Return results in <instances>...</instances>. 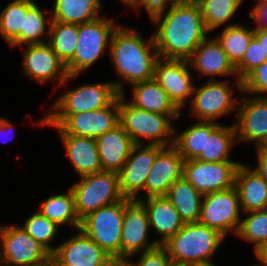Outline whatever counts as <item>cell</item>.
<instances>
[{
	"label": "cell",
	"mask_w": 267,
	"mask_h": 266,
	"mask_svg": "<svg viewBox=\"0 0 267 266\" xmlns=\"http://www.w3.org/2000/svg\"><path fill=\"white\" fill-rule=\"evenodd\" d=\"M240 164V162L185 160L182 177L202 195H206L233 187L236 171Z\"/></svg>",
	"instance_id": "7c38bea8"
},
{
	"label": "cell",
	"mask_w": 267,
	"mask_h": 266,
	"mask_svg": "<svg viewBox=\"0 0 267 266\" xmlns=\"http://www.w3.org/2000/svg\"><path fill=\"white\" fill-rule=\"evenodd\" d=\"M53 21L62 23L82 24L92 21L103 8L101 0H55Z\"/></svg>",
	"instance_id": "83f0119b"
},
{
	"label": "cell",
	"mask_w": 267,
	"mask_h": 266,
	"mask_svg": "<svg viewBox=\"0 0 267 266\" xmlns=\"http://www.w3.org/2000/svg\"><path fill=\"white\" fill-rule=\"evenodd\" d=\"M256 151L258 166L253 170H255L259 175H261L263 179L267 182V153L261 147H258Z\"/></svg>",
	"instance_id": "ee69618b"
},
{
	"label": "cell",
	"mask_w": 267,
	"mask_h": 266,
	"mask_svg": "<svg viewBox=\"0 0 267 266\" xmlns=\"http://www.w3.org/2000/svg\"><path fill=\"white\" fill-rule=\"evenodd\" d=\"M119 124V96L107 107L78 114H47L39 125L56 128L60 135L97 138Z\"/></svg>",
	"instance_id": "5b68a950"
},
{
	"label": "cell",
	"mask_w": 267,
	"mask_h": 266,
	"mask_svg": "<svg viewBox=\"0 0 267 266\" xmlns=\"http://www.w3.org/2000/svg\"><path fill=\"white\" fill-rule=\"evenodd\" d=\"M109 48L111 62L121 81L133 85L153 79L155 63L159 58L153 36L146 42L138 31L117 26Z\"/></svg>",
	"instance_id": "7a4b0ae2"
},
{
	"label": "cell",
	"mask_w": 267,
	"mask_h": 266,
	"mask_svg": "<svg viewBox=\"0 0 267 266\" xmlns=\"http://www.w3.org/2000/svg\"><path fill=\"white\" fill-rule=\"evenodd\" d=\"M225 237L200 222L184 223L183 227L162 246L174 266L209 263Z\"/></svg>",
	"instance_id": "3957f363"
},
{
	"label": "cell",
	"mask_w": 267,
	"mask_h": 266,
	"mask_svg": "<svg viewBox=\"0 0 267 266\" xmlns=\"http://www.w3.org/2000/svg\"><path fill=\"white\" fill-rule=\"evenodd\" d=\"M138 262L129 261L127 259L124 264L126 266H174L166 249L162 245L140 253Z\"/></svg>",
	"instance_id": "60d3db41"
},
{
	"label": "cell",
	"mask_w": 267,
	"mask_h": 266,
	"mask_svg": "<svg viewBox=\"0 0 267 266\" xmlns=\"http://www.w3.org/2000/svg\"><path fill=\"white\" fill-rule=\"evenodd\" d=\"M39 212L58 226L68 224L77 230L80 229L81 221L75 211L74 196L70 187L67 193L51 195L41 204Z\"/></svg>",
	"instance_id": "1f68e13d"
},
{
	"label": "cell",
	"mask_w": 267,
	"mask_h": 266,
	"mask_svg": "<svg viewBox=\"0 0 267 266\" xmlns=\"http://www.w3.org/2000/svg\"><path fill=\"white\" fill-rule=\"evenodd\" d=\"M121 82L82 84L65 91L51 106L48 114H78L109 106L119 94H123Z\"/></svg>",
	"instance_id": "9c48e42d"
},
{
	"label": "cell",
	"mask_w": 267,
	"mask_h": 266,
	"mask_svg": "<svg viewBox=\"0 0 267 266\" xmlns=\"http://www.w3.org/2000/svg\"><path fill=\"white\" fill-rule=\"evenodd\" d=\"M33 0H13L0 14V34L12 48L23 46V22Z\"/></svg>",
	"instance_id": "f1b7e54d"
},
{
	"label": "cell",
	"mask_w": 267,
	"mask_h": 266,
	"mask_svg": "<svg viewBox=\"0 0 267 266\" xmlns=\"http://www.w3.org/2000/svg\"><path fill=\"white\" fill-rule=\"evenodd\" d=\"M70 189L80 221L88 214L124 199L120 192L118 173L113 171L83 175Z\"/></svg>",
	"instance_id": "8992f818"
},
{
	"label": "cell",
	"mask_w": 267,
	"mask_h": 266,
	"mask_svg": "<svg viewBox=\"0 0 267 266\" xmlns=\"http://www.w3.org/2000/svg\"><path fill=\"white\" fill-rule=\"evenodd\" d=\"M254 37V29L239 24H229L223 29L218 42L234 67L243 59L244 53Z\"/></svg>",
	"instance_id": "836d02e7"
},
{
	"label": "cell",
	"mask_w": 267,
	"mask_h": 266,
	"mask_svg": "<svg viewBox=\"0 0 267 266\" xmlns=\"http://www.w3.org/2000/svg\"><path fill=\"white\" fill-rule=\"evenodd\" d=\"M118 25L102 16L78 24V45L74 57L65 65L68 75H77L96 62L107 48Z\"/></svg>",
	"instance_id": "ba28073f"
},
{
	"label": "cell",
	"mask_w": 267,
	"mask_h": 266,
	"mask_svg": "<svg viewBox=\"0 0 267 266\" xmlns=\"http://www.w3.org/2000/svg\"><path fill=\"white\" fill-rule=\"evenodd\" d=\"M48 44L66 65L73 57L78 45V24L51 21Z\"/></svg>",
	"instance_id": "d6a6232c"
},
{
	"label": "cell",
	"mask_w": 267,
	"mask_h": 266,
	"mask_svg": "<svg viewBox=\"0 0 267 266\" xmlns=\"http://www.w3.org/2000/svg\"><path fill=\"white\" fill-rule=\"evenodd\" d=\"M113 266H126L124 263H115Z\"/></svg>",
	"instance_id": "11a10c76"
},
{
	"label": "cell",
	"mask_w": 267,
	"mask_h": 266,
	"mask_svg": "<svg viewBox=\"0 0 267 266\" xmlns=\"http://www.w3.org/2000/svg\"><path fill=\"white\" fill-rule=\"evenodd\" d=\"M74 170L80 175L102 171L95 138L59 135Z\"/></svg>",
	"instance_id": "484cf974"
},
{
	"label": "cell",
	"mask_w": 267,
	"mask_h": 266,
	"mask_svg": "<svg viewBox=\"0 0 267 266\" xmlns=\"http://www.w3.org/2000/svg\"><path fill=\"white\" fill-rule=\"evenodd\" d=\"M133 98L129 101L133 106L168 115L173 120L178 118L181 110L173 103L167 92L154 80L133 84Z\"/></svg>",
	"instance_id": "d4e9b609"
},
{
	"label": "cell",
	"mask_w": 267,
	"mask_h": 266,
	"mask_svg": "<svg viewBox=\"0 0 267 266\" xmlns=\"http://www.w3.org/2000/svg\"><path fill=\"white\" fill-rule=\"evenodd\" d=\"M166 8L149 15L158 27L153 36L158 55L164 59L188 60L208 34L200 6L178 0Z\"/></svg>",
	"instance_id": "6da1fadb"
},
{
	"label": "cell",
	"mask_w": 267,
	"mask_h": 266,
	"mask_svg": "<svg viewBox=\"0 0 267 266\" xmlns=\"http://www.w3.org/2000/svg\"><path fill=\"white\" fill-rule=\"evenodd\" d=\"M220 124L211 134H205L204 152L196 159L207 162H237L230 160V150L235 142V126Z\"/></svg>",
	"instance_id": "f546056e"
},
{
	"label": "cell",
	"mask_w": 267,
	"mask_h": 266,
	"mask_svg": "<svg viewBox=\"0 0 267 266\" xmlns=\"http://www.w3.org/2000/svg\"><path fill=\"white\" fill-rule=\"evenodd\" d=\"M178 0H136V10L139 8H144L146 13L150 15L154 11H157L161 8L167 7L168 4L176 2ZM170 2V3H169ZM138 7V8H137Z\"/></svg>",
	"instance_id": "7bdbcfd3"
},
{
	"label": "cell",
	"mask_w": 267,
	"mask_h": 266,
	"mask_svg": "<svg viewBox=\"0 0 267 266\" xmlns=\"http://www.w3.org/2000/svg\"><path fill=\"white\" fill-rule=\"evenodd\" d=\"M124 100V93L119 94V124L134 144H142V137L151 140L148 143L151 145L165 147L174 144V137L170 142V136L176 131L170 116L137 108Z\"/></svg>",
	"instance_id": "277c9868"
},
{
	"label": "cell",
	"mask_w": 267,
	"mask_h": 266,
	"mask_svg": "<svg viewBox=\"0 0 267 266\" xmlns=\"http://www.w3.org/2000/svg\"><path fill=\"white\" fill-rule=\"evenodd\" d=\"M162 148L151 144L133 145L128 159L118 172L120 192L124 198L138 201L141 199L137 194L144 190L146 178Z\"/></svg>",
	"instance_id": "9a60e30c"
},
{
	"label": "cell",
	"mask_w": 267,
	"mask_h": 266,
	"mask_svg": "<svg viewBox=\"0 0 267 266\" xmlns=\"http://www.w3.org/2000/svg\"><path fill=\"white\" fill-rule=\"evenodd\" d=\"M122 1V3H126V5L128 4L129 7H133L134 9L136 8V0H120Z\"/></svg>",
	"instance_id": "c3c4849f"
},
{
	"label": "cell",
	"mask_w": 267,
	"mask_h": 266,
	"mask_svg": "<svg viewBox=\"0 0 267 266\" xmlns=\"http://www.w3.org/2000/svg\"><path fill=\"white\" fill-rule=\"evenodd\" d=\"M192 95L190 111L198 121L216 122L219 117L238 107L235 105H238L239 99L233 98L228 80H208L201 87H195Z\"/></svg>",
	"instance_id": "5bb4252c"
},
{
	"label": "cell",
	"mask_w": 267,
	"mask_h": 266,
	"mask_svg": "<svg viewBox=\"0 0 267 266\" xmlns=\"http://www.w3.org/2000/svg\"><path fill=\"white\" fill-rule=\"evenodd\" d=\"M23 69L25 75L44 83L56 79L57 88L64 86L70 79L77 75H68L64 63L45 42L41 44H29L23 52Z\"/></svg>",
	"instance_id": "2e32d148"
},
{
	"label": "cell",
	"mask_w": 267,
	"mask_h": 266,
	"mask_svg": "<svg viewBox=\"0 0 267 266\" xmlns=\"http://www.w3.org/2000/svg\"><path fill=\"white\" fill-rule=\"evenodd\" d=\"M122 201L104 206L84 217L80 229L99 247L120 263V242L124 207L130 202Z\"/></svg>",
	"instance_id": "52a82bcc"
},
{
	"label": "cell",
	"mask_w": 267,
	"mask_h": 266,
	"mask_svg": "<svg viewBox=\"0 0 267 266\" xmlns=\"http://www.w3.org/2000/svg\"><path fill=\"white\" fill-rule=\"evenodd\" d=\"M219 125L214 121H199L175 136L173 145L184 161L196 159L204 152L205 134H211Z\"/></svg>",
	"instance_id": "4dcf8cb0"
},
{
	"label": "cell",
	"mask_w": 267,
	"mask_h": 266,
	"mask_svg": "<svg viewBox=\"0 0 267 266\" xmlns=\"http://www.w3.org/2000/svg\"><path fill=\"white\" fill-rule=\"evenodd\" d=\"M242 93L267 97V60L242 80Z\"/></svg>",
	"instance_id": "ab89813d"
},
{
	"label": "cell",
	"mask_w": 267,
	"mask_h": 266,
	"mask_svg": "<svg viewBox=\"0 0 267 266\" xmlns=\"http://www.w3.org/2000/svg\"><path fill=\"white\" fill-rule=\"evenodd\" d=\"M236 108V140L254 141L256 148L267 140V97L241 98Z\"/></svg>",
	"instance_id": "d6986e66"
},
{
	"label": "cell",
	"mask_w": 267,
	"mask_h": 266,
	"mask_svg": "<svg viewBox=\"0 0 267 266\" xmlns=\"http://www.w3.org/2000/svg\"><path fill=\"white\" fill-rule=\"evenodd\" d=\"M189 266H216V265H214L213 262H209V263L191 264Z\"/></svg>",
	"instance_id": "681fc988"
},
{
	"label": "cell",
	"mask_w": 267,
	"mask_h": 266,
	"mask_svg": "<svg viewBox=\"0 0 267 266\" xmlns=\"http://www.w3.org/2000/svg\"><path fill=\"white\" fill-rule=\"evenodd\" d=\"M50 261L55 265V266H64L61 265L52 255L50 257Z\"/></svg>",
	"instance_id": "f907efd6"
},
{
	"label": "cell",
	"mask_w": 267,
	"mask_h": 266,
	"mask_svg": "<svg viewBox=\"0 0 267 266\" xmlns=\"http://www.w3.org/2000/svg\"><path fill=\"white\" fill-rule=\"evenodd\" d=\"M251 12L248 14L250 19L257 23V27L267 30V0H257Z\"/></svg>",
	"instance_id": "b9f144b4"
},
{
	"label": "cell",
	"mask_w": 267,
	"mask_h": 266,
	"mask_svg": "<svg viewBox=\"0 0 267 266\" xmlns=\"http://www.w3.org/2000/svg\"><path fill=\"white\" fill-rule=\"evenodd\" d=\"M257 260L260 264L254 266H267V240L262 242L258 247L254 249Z\"/></svg>",
	"instance_id": "f6af8a7d"
},
{
	"label": "cell",
	"mask_w": 267,
	"mask_h": 266,
	"mask_svg": "<svg viewBox=\"0 0 267 266\" xmlns=\"http://www.w3.org/2000/svg\"><path fill=\"white\" fill-rule=\"evenodd\" d=\"M181 1L188 2V3H197L198 4L202 0H181Z\"/></svg>",
	"instance_id": "f5cc1de1"
},
{
	"label": "cell",
	"mask_w": 267,
	"mask_h": 266,
	"mask_svg": "<svg viewBox=\"0 0 267 266\" xmlns=\"http://www.w3.org/2000/svg\"><path fill=\"white\" fill-rule=\"evenodd\" d=\"M166 197L178 211L184 223L199 222L203 195L184 177L174 182Z\"/></svg>",
	"instance_id": "4316f807"
},
{
	"label": "cell",
	"mask_w": 267,
	"mask_h": 266,
	"mask_svg": "<svg viewBox=\"0 0 267 266\" xmlns=\"http://www.w3.org/2000/svg\"><path fill=\"white\" fill-rule=\"evenodd\" d=\"M184 159L174 145L157 154L145 181V197L166 196L174 182L182 177Z\"/></svg>",
	"instance_id": "ffe728a7"
},
{
	"label": "cell",
	"mask_w": 267,
	"mask_h": 266,
	"mask_svg": "<svg viewBox=\"0 0 267 266\" xmlns=\"http://www.w3.org/2000/svg\"><path fill=\"white\" fill-rule=\"evenodd\" d=\"M13 129H14V125L13 124H11L7 119H4V118L0 117V135L2 133H4L5 135L7 133L9 134L10 130H12V132H13ZM6 136H8V135H6ZM4 142H7V140L4 141Z\"/></svg>",
	"instance_id": "7dc6e473"
},
{
	"label": "cell",
	"mask_w": 267,
	"mask_h": 266,
	"mask_svg": "<svg viewBox=\"0 0 267 266\" xmlns=\"http://www.w3.org/2000/svg\"><path fill=\"white\" fill-rule=\"evenodd\" d=\"M45 12L33 3L28 9L26 16H24L23 22V44H41L45 41L41 40V37L45 34H49V27L47 24H51L50 18L45 19ZM46 26L48 30H46Z\"/></svg>",
	"instance_id": "74e56055"
},
{
	"label": "cell",
	"mask_w": 267,
	"mask_h": 266,
	"mask_svg": "<svg viewBox=\"0 0 267 266\" xmlns=\"http://www.w3.org/2000/svg\"><path fill=\"white\" fill-rule=\"evenodd\" d=\"M148 213L149 226L161 235L158 244L162 245L174 236L184 225L178 211L166 196H154L139 200Z\"/></svg>",
	"instance_id": "603a6c76"
},
{
	"label": "cell",
	"mask_w": 267,
	"mask_h": 266,
	"mask_svg": "<svg viewBox=\"0 0 267 266\" xmlns=\"http://www.w3.org/2000/svg\"><path fill=\"white\" fill-rule=\"evenodd\" d=\"M241 206L235 186L203 195L199 222L217 230L224 237L237 234L241 223ZM230 231V232H229Z\"/></svg>",
	"instance_id": "8fae6325"
},
{
	"label": "cell",
	"mask_w": 267,
	"mask_h": 266,
	"mask_svg": "<svg viewBox=\"0 0 267 266\" xmlns=\"http://www.w3.org/2000/svg\"><path fill=\"white\" fill-rule=\"evenodd\" d=\"M0 239L1 266H38L50 260L51 254L23 227L0 226Z\"/></svg>",
	"instance_id": "30bf717a"
},
{
	"label": "cell",
	"mask_w": 267,
	"mask_h": 266,
	"mask_svg": "<svg viewBox=\"0 0 267 266\" xmlns=\"http://www.w3.org/2000/svg\"><path fill=\"white\" fill-rule=\"evenodd\" d=\"M234 186L243 213L267 209V182L251 167L244 163L238 166Z\"/></svg>",
	"instance_id": "cb8c5ba5"
},
{
	"label": "cell",
	"mask_w": 267,
	"mask_h": 266,
	"mask_svg": "<svg viewBox=\"0 0 267 266\" xmlns=\"http://www.w3.org/2000/svg\"><path fill=\"white\" fill-rule=\"evenodd\" d=\"M208 38L207 36L194 50L188 59L189 64L201 73L199 75L210 76V80H214L216 76L236 75L234 65L228 59L218 40Z\"/></svg>",
	"instance_id": "7402d4cb"
},
{
	"label": "cell",
	"mask_w": 267,
	"mask_h": 266,
	"mask_svg": "<svg viewBox=\"0 0 267 266\" xmlns=\"http://www.w3.org/2000/svg\"><path fill=\"white\" fill-rule=\"evenodd\" d=\"M243 0H202L199 2L207 32L229 22Z\"/></svg>",
	"instance_id": "e575fe53"
},
{
	"label": "cell",
	"mask_w": 267,
	"mask_h": 266,
	"mask_svg": "<svg viewBox=\"0 0 267 266\" xmlns=\"http://www.w3.org/2000/svg\"><path fill=\"white\" fill-rule=\"evenodd\" d=\"M102 171L118 173L129 157L134 143L118 124L95 139Z\"/></svg>",
	"instance_id": "44dd1931"
},
{
	"label": "cell",
	"mask_w": 267,
	"mask_h": 266,
	"mask_svg": "<svg viewBox=\"0 0 267 266\" xmlns=\"http://www.w3.org/2000/svg\"><path fill=\"white\" fill-rule=\"evenodd\" d=\"M52 256L64 266H113L116 262L81 229L56 246Z\"/></svg>",
	"instance_id": "ac0fdd59"
},
{
	"label": "cell",
	"mask_w": 267,
	"mask_h": 266,
	"mask_svg": "<svg viewBox=\"0 0 267 266\" xmlns=\"http://www.w3.org/2000/svg\"><path fill=\"white\" fill-rule=\"evenodd\" d=\"M254 37L260 43V45L264 48L265 52H267V30L254 28Z\"/></svg>",
	"instance_id": "bcb514c9"
},
{
	"label": "cell",
	"mask_w": 267,
	"mask_h": 266,
	"mask_svg": "<svg viewBox=\"0 0 267 266\" xmlns=\"http://www.w3.org/2000/svg\"><path fill=\"white\" fill-rule=\"evenodd\" d=\"M120 242V263L136 253H143L158 246V240L149 239V218L144 205L138 200H131L124 207Z\"/></svg>",
	"instance_id": "4fadbf2b"
},
{
	"label": "cell",
	"mask_w": 267,
	"mask_h": 266,
	"mask_svg": "<svg viewBox=\"0 0 267 266\" xmlns=\"http://www.w3.org/2000/svg\"><path fill=\"white\" fill-rule=\"evenodd\" d=\"M38 266H55L50 260Z\"/></svg>",
	"instance_id": "816d5d0a"
},
{
	"label": "cell",
	"mask_w": 267,
	"mask_h": 266,
	"mask_svg": "<svg viewBox=\"0 0 267 266\" xmlns=\"http://www.w3.org/2000/svg\"><path fill=\"white\" fill-rule=\"evenodd\" d=\"M59 226L42 215L39 211L27 218L23 228L40 245H42L51 255L56 247L50 245L57 234Z\"/></svg>",
	"instance_id": "8d00e7d4"
},
{
	"label": "cell",
	"mask_w": 267,
	"mask_h": 266,
	"mask_svg": "<svg viewBox=\"0 0 267 266\" xmlns=\"http://www.w3.org/2000/svg\"><path fill=\"white\" fill-rule=\"evenodd\" d=\"M267 60V52L260 45L255 37L249 43L243 59L235 66L237 81V90L242 93V80L257 66H260Z\"/></svg>",
	"instance_id": "f35d334b"
},
{
	"label": "cell",
	"mask_w": 267,
	"mask_h": 266,
	"mask_svg": "<svg viewBox=\"0 0 267 266\" xmlns=\"http://www.w3.org/2000/svg\"><path fill=\"white\" fill-rule=\"evenodd\" d=\"M236 235L244 241L254 244V249L267 240V209L245 212Z\"/></svg>",
	"instance_id": "d590c367"
},
{
	"label": "cell",
	"mask_w": 267,
	"mask_h": 266,
	"mask_svg": "<svg viewBox=\"0 0 267 266\" xmlns=\"http://www.w3.org/2000/svg\"><path fill=\"white\" fill-rule=\"evenodd\" d=\"M261 148L267 153V140L263 143Z\"/></svg>",
	"instance_id": "db71d44e"
},
{
	"label": "cell",
	"mask_w": 267,
	"mask_h": 266,
	"mask_svg": "<svg viewBox=\"0 0 267 266\" xmlns=\"http://www.w3.org/2000/svg\"><path fill=\"white\" fill-rule=\"evenodd\" d=\"M188 60L159 57L154 67L153 79L167 92L173 103L182 110L186 98L192 96L194 84Z\"/></svg>",
	"instance_id": "e0dca14e"
}]
</instances>
